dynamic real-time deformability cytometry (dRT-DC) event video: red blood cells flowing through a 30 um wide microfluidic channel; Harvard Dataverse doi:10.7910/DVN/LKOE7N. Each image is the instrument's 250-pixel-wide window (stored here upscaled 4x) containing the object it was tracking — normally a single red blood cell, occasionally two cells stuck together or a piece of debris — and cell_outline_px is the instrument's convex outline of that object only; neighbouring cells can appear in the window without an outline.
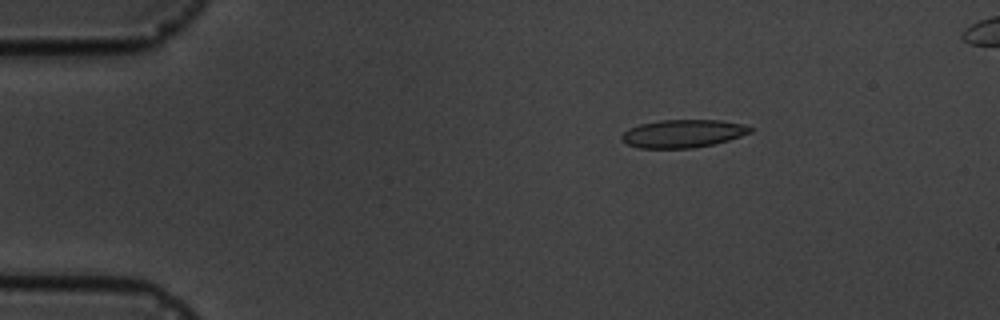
{"species": "common noctule bat (a hibernating species)", "species_latin": "Nyctalus noctula", "temperature_condition": "cold", "stored_images_in_passage": 6, "segment_of_instrument_passage": [1, 2], "camera_frame_rate_fps": 3000, "um_per_image_px": 0.085, "animal": {"sex": "male", "body_mass_g": 19.5, "forearm_length_mm": 54.6}, "frame": {"image": 1, "passage_image": 3, "time_ms": 2.333, "image_size_px": [1000, 320], "cell_outline_px": [[752, 132], [728, 140], [712, 144], [692, 148], [640, 148], [628, 144], [620, 140], [620, 136], [628, 128], [640, 124], [660, 120], [720, 120], [744, 124], [752, 128]], "centroid_in_image_um": [58.02, 11.35], "position_along_channel_um": 27.0, "area_um2": 20.92}}